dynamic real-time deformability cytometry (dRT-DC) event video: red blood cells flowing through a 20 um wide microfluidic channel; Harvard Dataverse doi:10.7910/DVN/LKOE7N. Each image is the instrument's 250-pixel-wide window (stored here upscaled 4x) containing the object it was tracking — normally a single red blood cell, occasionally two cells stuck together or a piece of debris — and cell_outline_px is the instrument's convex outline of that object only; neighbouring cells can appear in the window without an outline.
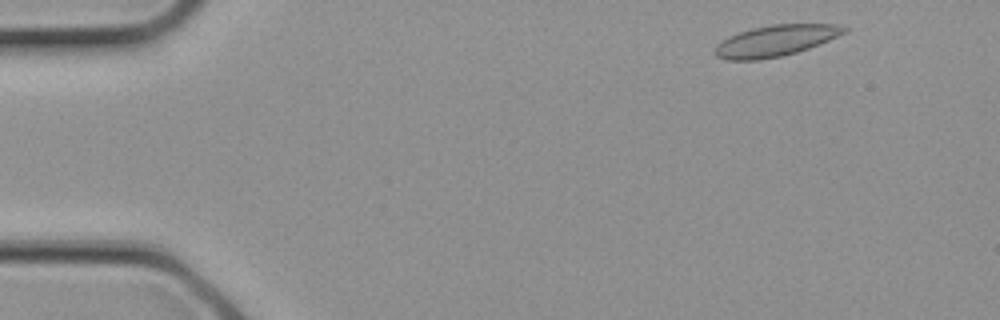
{"species": "common noctule bat (a hibernating species)", "species_latin": "Nyctalus noctula", "temperature_condition": "cold", "stored_images_in_passage": 9, "camera_frame_rate_fps": 3000, "um_per_image_px": 0.085, "animal": {"sex": "female", "body_mass_g": 21.9}, "frame": {"image": 1, "passage_image": 2, "time_ms": 0.333, "image_size_px": [1000, 320], "cell_outline_px": [[848, 32], [820, 44], [796, 52], [780, 56], [760, 60], [728, 60], [716, 56], [712, 52], [716, 44], [728, 36], [752, 28], [772, 24], [832, 24], [848, 28]], "centroid_in_image_um": [65.89, 3.46], "position_along_channel_um": 19.1, "area_um2": 23.52}}
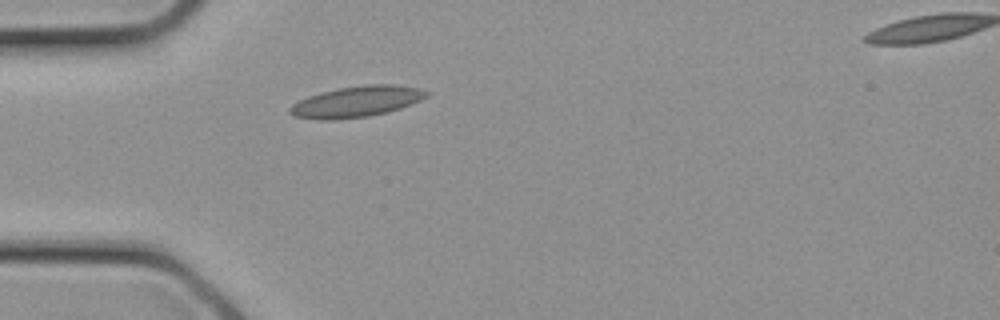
{"frame": {"image": 2, "passage_image": 7, "time_ms": 2.0, "image_size_px": [1000, 320], "cell_outline_px": [[428, 96], [420, 100], [400, 108], [388, 112], [368, 116], [332, 120], [320, 120], [292, 116], [288, 112], [288, 108], [292, 104], [308, 96], [320, 92], [340, 88], [364, 84], [392, 84], [420, 88], [428, 92]], "centroid_in_image_um": [30.27, 8.64], "position_along_channel_um": 54.7, "area_um2": 24.68}}
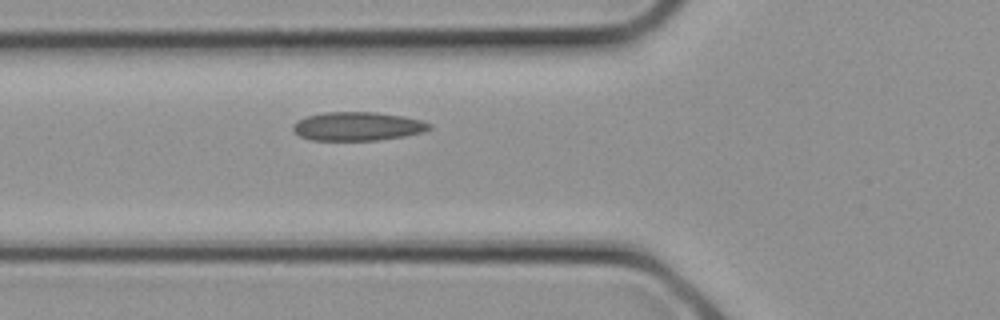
{"frame": {"image": 3, "passage_image": 9, "time_ms": 2.667, "image_size_px": [1000, 320], "cell_outline_px": [[432, 128], [420, 132], [404, 136], [380, 140], [312, 140], [300, 136], [292, 128], [292, 124], [296, 120], [308, 116], [324, 112], [376, 112], [404, 116], [420, 120], [432, 124]], "centroid_in_image_um": [30.38, 10.73], "position_along_channel_um": 95.4, "area_um2": 22.77}}